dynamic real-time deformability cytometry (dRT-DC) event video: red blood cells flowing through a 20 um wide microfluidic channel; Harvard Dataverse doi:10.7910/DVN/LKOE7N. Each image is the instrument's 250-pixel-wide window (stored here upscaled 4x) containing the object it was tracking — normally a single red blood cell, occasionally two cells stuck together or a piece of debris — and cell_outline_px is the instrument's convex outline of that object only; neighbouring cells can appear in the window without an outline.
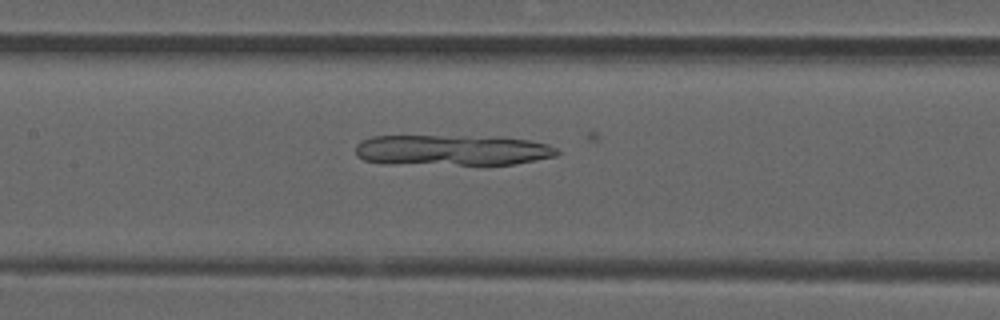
{"species": "common noctule bat (a hibernating species)", "species_latin": "Nyctalus noctula", "temperature_condition": "room temperature", "stored_images_in_passage": 14, "camera_frame_rate_fps": 3000, "um_per_image_px": 0.085, "animal": {"sex": "male", "forearm_length_mm": 52.5}, "frame": {"image": 1, "passage_image": 13, "time_ms": 4.0, "image_size_px": [1000, 320], "cell_outline_px": [[560, 152], [556, 156], [516, 164], [484, 168], [384, 164], [364, 160], [356, 156], [356, 144], [360, 140], [372, 136], [468, 136], [528, 140], [548, 144], [556, 148]], "centroid_in_image_um": [38.4, 12.84], "position_along_channel_um": 169.0, "area_um2": 38.03}}